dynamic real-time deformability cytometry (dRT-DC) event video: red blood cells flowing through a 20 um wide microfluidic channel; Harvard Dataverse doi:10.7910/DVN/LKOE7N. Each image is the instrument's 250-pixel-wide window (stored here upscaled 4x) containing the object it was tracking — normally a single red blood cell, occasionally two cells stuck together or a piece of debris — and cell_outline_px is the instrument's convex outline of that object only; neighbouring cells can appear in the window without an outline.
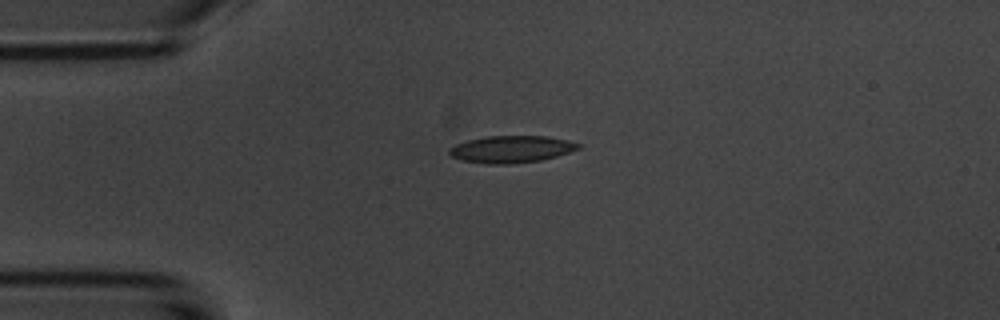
{"species": "common noctule bat (a hibernating species)", "species_latin": "Nyctalus noctula", "temperature_condition": "room temperature", "stored_images_in_passage": 37, "camera_frame_rate_fps": 3000, "um_per_image_px": 0.085, "animal": {"sex": "male", "body_mass_g": 20.1, "forearm_length_mm": 53.5}, "frame": {"image": 1, "passage_image": 1, "time_ms": 0.0, "image_size_px": [1000, 320], "cell_outline_px": [[580, 148], [556, 156], [540, 160], [512, 164], [488, 164], [464, 160], [452, 156], [448, 152], [448, 148], [456, 144], [468, 140], [488, 136], [548, 136], [568, 140], [580, 144]], "centroid_in_image_um": [43.46, 12.68], "position_along_channel_um": 41.5, "area_um2": 20.17}}
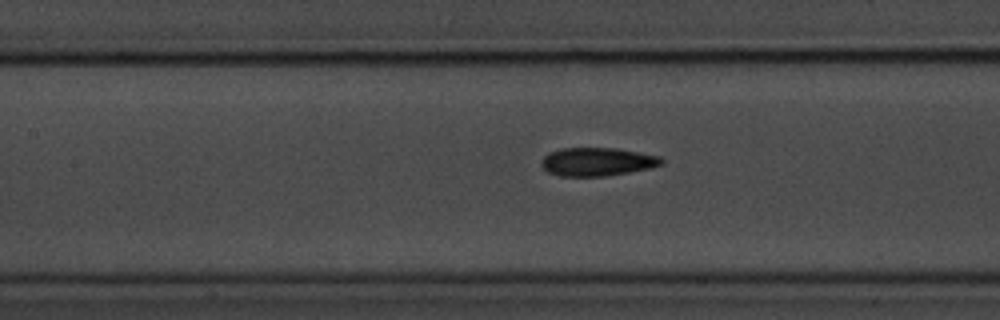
{"frame": {"image": 2, "passage_image": 12, "time_ms": 3.667, "image_size_px": [1000, 320], "cell_outline_px": [[664, 164], [648, 168], [628, 172], [604, 176], [560, 176], [548, 172], [540, 164], [544, 156], [548, 152], [560, 148], [616, 148], [640, 152], [660, 156], [664, 160]], "centroid_in_image_um": [50.76, 13.74], "position_along_channel_um": 156.6, "area_um2": 19.88}}
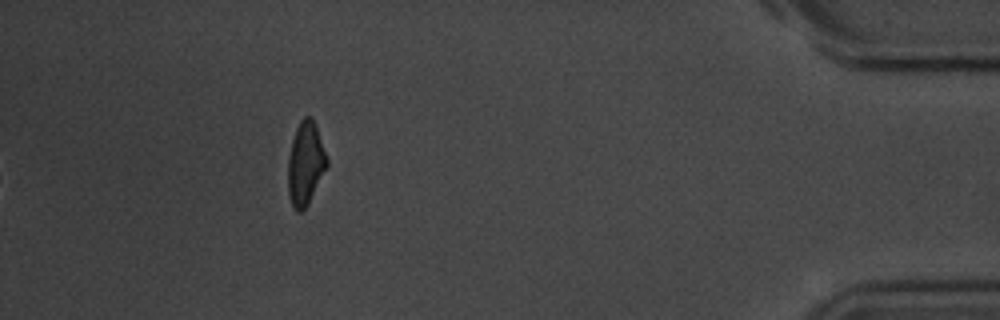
{"frame": {"image": 3, "passage_image": 37, "time_ms": 12.0, "image_size_px": [1000, 320], "cell_outline_px": [[328, 164], [308, 204], [300, 212], [296, 212], [292, 208], [288, 196], [288, 156], [292, 140], [296, 128], [300, 120], [304, 116], [312, 116], [316, 124], [328, 160]], "centroid_in_image_um": [25.95, 13.89], "position_along_channel_um": 409.3, "area_um2": 19.02}, "authors_computed_cell_mechanics": {"area_um2": 19.8832, "velocity_mm_per_s": 3.7104, "shape_relaxation_time_tau1_ms": 3.0081, "shape_relaxation_time_tau2_ms": 1.5703, "deformation_change_tau1": 0.1294, "deformation_change_tau2": 0.0908}}